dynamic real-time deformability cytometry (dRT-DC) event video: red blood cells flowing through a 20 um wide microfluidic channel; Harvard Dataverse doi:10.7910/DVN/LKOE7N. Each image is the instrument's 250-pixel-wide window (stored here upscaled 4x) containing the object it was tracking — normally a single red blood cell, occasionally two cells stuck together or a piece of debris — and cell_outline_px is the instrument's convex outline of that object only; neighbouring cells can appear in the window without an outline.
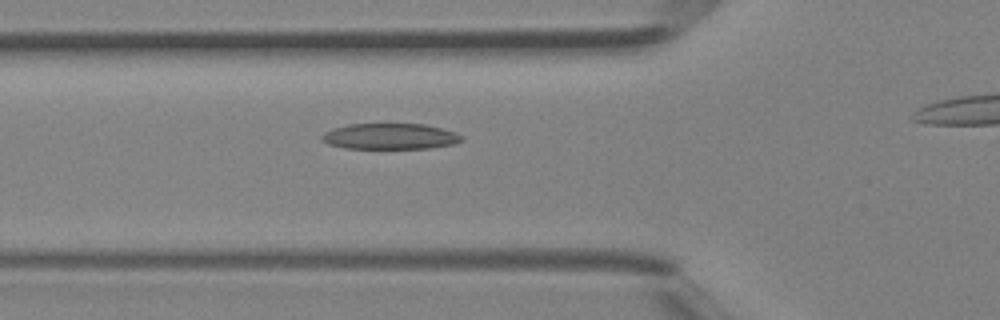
{"species": "Egyptian fruit bat (a non-hibernating species)", "species_latin": "Rousettus aegyptiacus", "temperature_condition": "room temperature", "stored_images_in_passage": 23, "camera_frame_rate_fps": 3000, "um_per_image_px": 0.085, "animal": {"sex": "female"}, "frame": {"image": 1, "passage_image": 2, "time_ms": 0.333, "image_size_px": [1000, 320], "cell_outline_px": [[464, 140], [452, 144], [432, 148], [344, 148], [328, 144], [320, 140], [320, 136], [324, 132], [332, 128], [348, 124], [424, 124], [456, 132], [464, 136]], "centroid_in_image_um": [33.13, 11.59], "position_along_channel_um": 92.7, "area_um2": 21.21}}
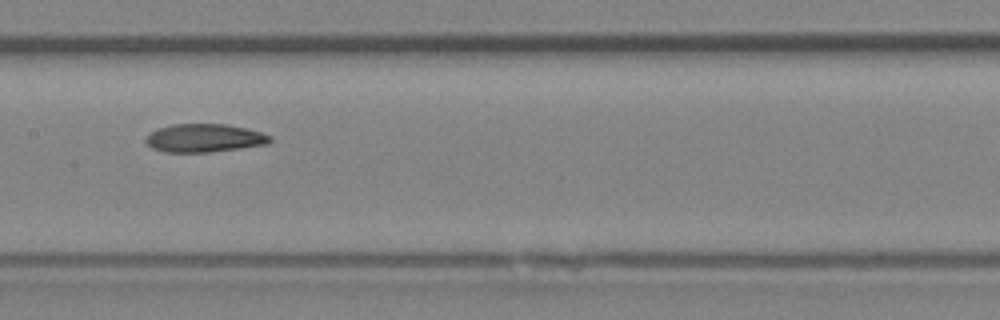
{"frame": {"image": 2, "passage_image": 8, "time_ms": 2.333, "image_size_px": [1000, 320], "cell_outline_px": [[272, 140], [268, 144], [240, 148], [208, 152], [164, 152], [152, 148], [144, 140], [152, 132], [160, 128], [172, 124], [228, 124], [260, 132], [272, 136]], "centroid_in_image_um": [17.39, 11.74], "position_along_channel_um": 190.0, "area_um2": 20.29}}
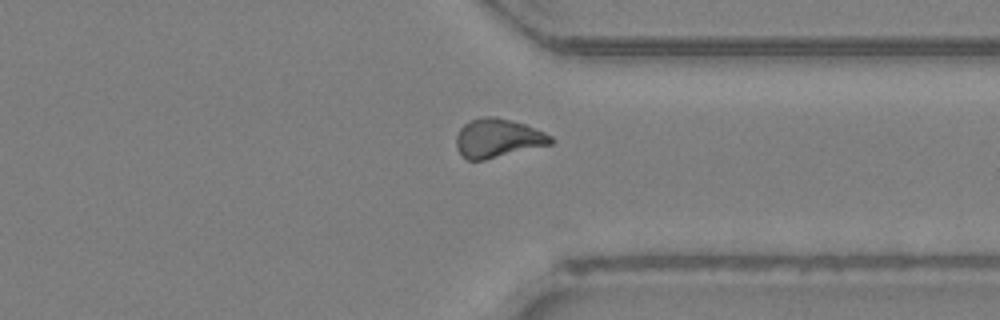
{"frame": {"image": 3, "passage_image": 19, "time_ms": 6.0, "image_size_px": [1000, 320], "cell_outline_px": [[556, 140], [552, 144], [484, 160], [468, 160], [456, 148], [456, 136], [460, 128], [464, 124], [472, 120], [484, 116], [496, 116], [524, 124], [544, 132], [552, 136]], "centroid_in_image_um": [42.33, 11.74], "position_along_channel_um": 369.1, "area_um2": 21.33}}